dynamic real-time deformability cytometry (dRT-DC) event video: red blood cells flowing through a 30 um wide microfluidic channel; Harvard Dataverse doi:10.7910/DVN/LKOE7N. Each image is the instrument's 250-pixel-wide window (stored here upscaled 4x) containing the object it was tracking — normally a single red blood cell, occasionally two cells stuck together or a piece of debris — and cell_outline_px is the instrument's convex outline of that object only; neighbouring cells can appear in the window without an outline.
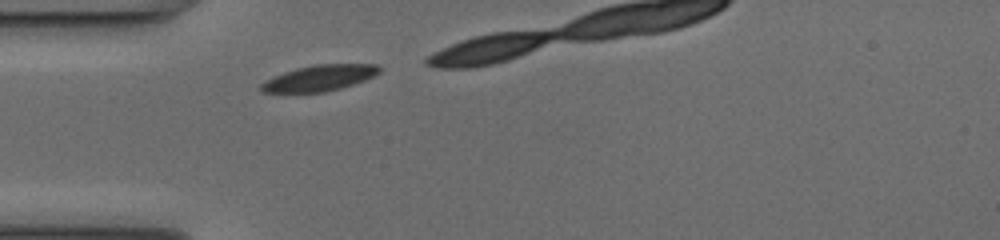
{"species": "common noctule bat (a hibernating species)", "species_latin": "Nyctalus noctula", "temperature_condition": "cold", "stored_images_in_passage": 7, "camera_frame_rate_fps": 3000, "um_per_image_px": 0.085, "animal": {"sex": "female", "body_mass_g": 17.0, "forearm_length_mm": 48.0}, "frame": {"image": 1, "passage_image": 1, "time_ms": 0.0, "image_size_px": [1000, 240], "cell_outline_px": [[380, 72], [364, 80], [340, 88], [324, 92], [264, 92], [260, 88], [260, 84], [264, 80], [272, 76], [296, 68], [316, 64], [376, 64], [380, 68]], "centroid_in_image_um": [27.11, 6.62], "position_along_channel_um": 57.9, "area_um2": 17.69}}
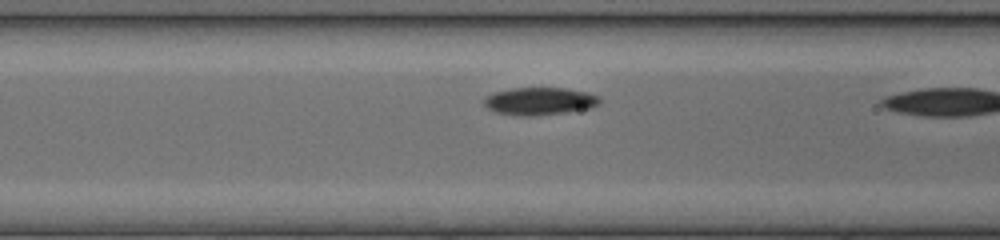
{"frame": {"image": 2, "passage_image": 6, "time_ms": 1.667, "image_size_px": [1000, 240], "cell_outline_px": [[600, 104], [588, 108], [564, 112], [532, 116], [520, 116], [496, 112], [488, 108], [484, 104], [484, 96], [496, 92], [512, 88], [564, 88], [588, 92], [600, 96]], "centroid_in_image_um": [45.87, 8.59], "position_along_channel_um": 120.7, "area_um2": 18.5}}